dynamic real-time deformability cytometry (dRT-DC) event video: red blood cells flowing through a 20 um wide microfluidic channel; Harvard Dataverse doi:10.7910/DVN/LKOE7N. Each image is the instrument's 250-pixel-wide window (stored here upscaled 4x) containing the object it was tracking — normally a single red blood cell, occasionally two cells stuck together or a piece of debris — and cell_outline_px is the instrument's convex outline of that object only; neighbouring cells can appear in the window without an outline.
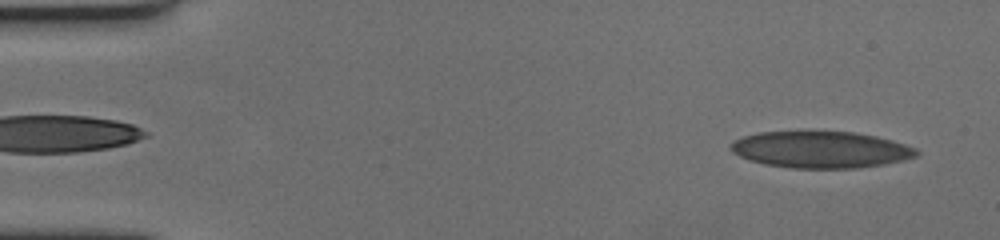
{"species": "human", "species_latin": "Homo sapiens", "temperature_condition": "cold", "stored_images_in_passage": 59, "camera_frame_rate_fps": 3000, "um_per_image_px": 0.085, "donor": {"sex": "female"}, "frame": {"image": 1, "passage_image": 3, "time_ms": 0.667, "image_size_px": [1000, 240], "cell_outline_px": [[920, 152], [916, 156], [904, 160], [884, 164], [856, 168], [792, 168], [764, 164], [748, 160], [732, 152], [728, 148], [732, 140], [744, 136], [760, 132], [852, 132], [876, 136], [892, 140], [916, 148]], "centroid_in_image_um": [69.74, 12.72], "position_along_channel_um": 15.3, "area_um2": 39.65}}
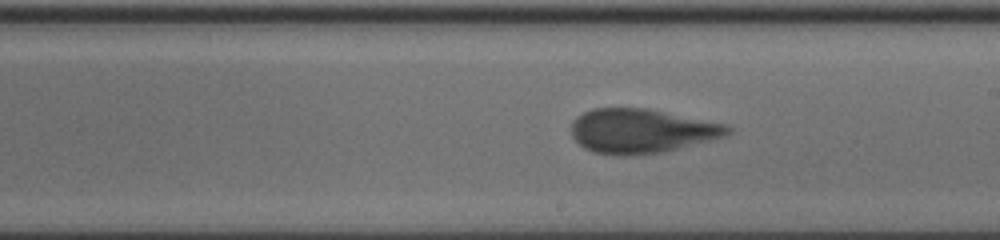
{"frame": {"image": 2, "passage_image": 33, "time_ms": 10.667, "image_size_px": [1000, 240], "cell_outline_px": [[732, 132], [724, 136], [712, 140], [664, 152], [636, 156], [616, 156], [592, 152], [584, 148], [572, 136], [572, 120], [576, 116], [592, 108], [648, 108], [728, 124], [732, 128]], "centroid_in_image_um": [54.54, 11.14], "position_along_channel_um": 234.5, "area_um2": 40.98}}
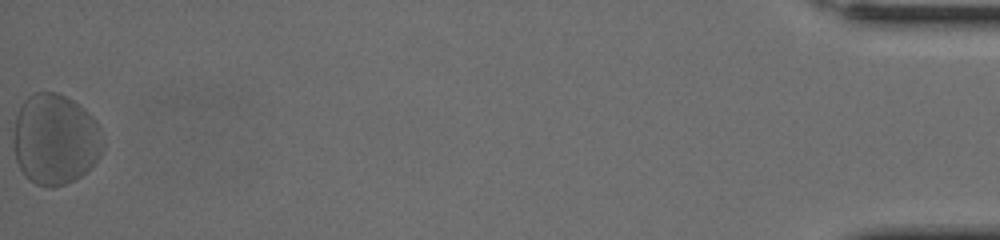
{"frame": {"image": 3, "passage_image": 59, "time_ms": 19.333, "image_size_px": [1000, 240], "cell_outline_px": [[104, 148], [100, 156], [80, 176], [64, 184], [52, 188], [48, 188], [36, 184], [24, 176], [16, 160], [12, 144], [12, 136], [16, 116], [24, 100], [28, 96], [36, 92], [56, 92], [72, 100], [92, 116], [96, 120], [100, 128], [104, 140]], "centroid_in_image_um": [4.67, 11.85], "position_along_channel_um": 430.5, "area_um2": 47.57}, "authors_computed_cell_mechanics": {"area_um2": 40.6912, "velocity_mm_per_s": 3.4107, "shape_relaxation_time_tau1_ms": 4.0669, "shape_relaxation_time_tau2_ms": 0.962, "deformation_change_tau1": 0.1342, "deformation_change_tau2": 0.0774}}